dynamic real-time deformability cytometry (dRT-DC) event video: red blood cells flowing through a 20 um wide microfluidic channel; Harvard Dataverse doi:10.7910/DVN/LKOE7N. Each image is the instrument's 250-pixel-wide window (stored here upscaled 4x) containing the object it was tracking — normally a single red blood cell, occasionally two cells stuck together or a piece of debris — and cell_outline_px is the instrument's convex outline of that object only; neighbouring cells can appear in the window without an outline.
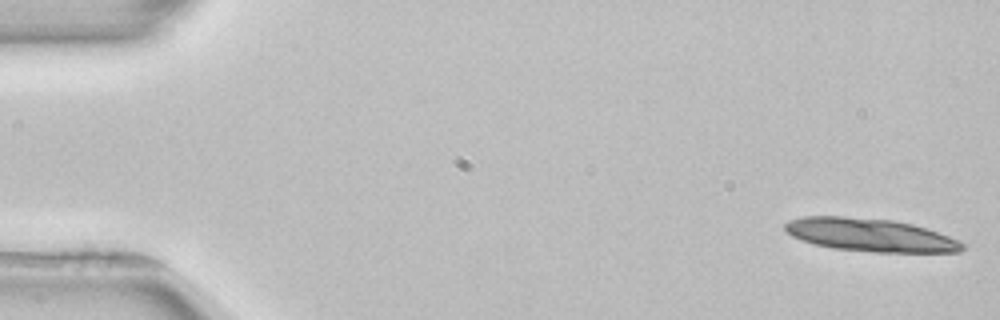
{"species": "common noctule bat (a hibernating species)", "species_latin": "Nyctalus noctula", "temperature_condition": "room temperature", "stored_images_in_passage": 15, "camera_frame_rate_fps": 3000, "um_per_image_px": 0.085, "animal": {"sex": "female", "body_mass_g": 22.7, "forearm_length_mm": 54.2}, "frame": {"image": 1, "passage_image": 1, "time_ms": 0.0, "image_size_px": [1000, 320], "cell_outline_px": [[968, 244], [960, 252], [872, 252], [832, 248], [800, 240], [792, 236], [784, 228], [784, 224], [788, 220], [804, 216], [844, 216], [892, 220], [912, 224], [928, 228], [960, 240]], "centroid_in_image_um": [74.01, 19.97], "position_along_channel_um": 11.0, "area_um2": 34.45}}